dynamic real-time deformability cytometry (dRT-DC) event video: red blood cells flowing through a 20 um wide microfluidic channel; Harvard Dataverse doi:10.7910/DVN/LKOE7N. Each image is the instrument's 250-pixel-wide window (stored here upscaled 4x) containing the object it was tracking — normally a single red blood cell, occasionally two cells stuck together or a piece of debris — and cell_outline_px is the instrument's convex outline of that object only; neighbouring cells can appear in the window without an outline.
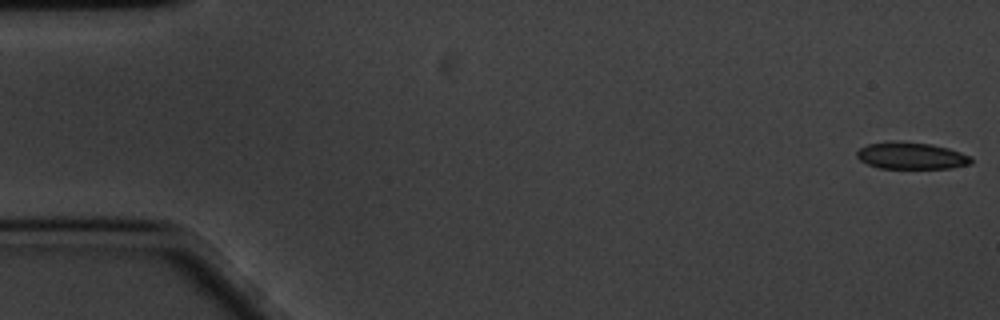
{"species": "common noctule bat (a hibernating species)", "species_latin": "Nyctalus noctula", "temperature_condition": "cold", "stored_images_in_passage": 13, "camera_frame_rate_fps": 3000, "um_per_image_px": 0.085, "animal": {"sex": "male", "body_mass_g": 20.1, "forearm_length_mm": 53.5}, "frame": {"image": 1, "passage_image": 1, "time_ms": 0.0, "image_size_px": [1000, 320], "cell_outline_px": [[972, 164], [952, 168], [880, 168], [868, 164], [860, 160], [856, 156], [856, 152], [860, 148], [868, 144], [928, 144], [948, 148], [972, 156]], "centroid_in_image_um": [77.53, 13.29], "position_along_channel_um": 7.5, "area_um2": 17.05}}